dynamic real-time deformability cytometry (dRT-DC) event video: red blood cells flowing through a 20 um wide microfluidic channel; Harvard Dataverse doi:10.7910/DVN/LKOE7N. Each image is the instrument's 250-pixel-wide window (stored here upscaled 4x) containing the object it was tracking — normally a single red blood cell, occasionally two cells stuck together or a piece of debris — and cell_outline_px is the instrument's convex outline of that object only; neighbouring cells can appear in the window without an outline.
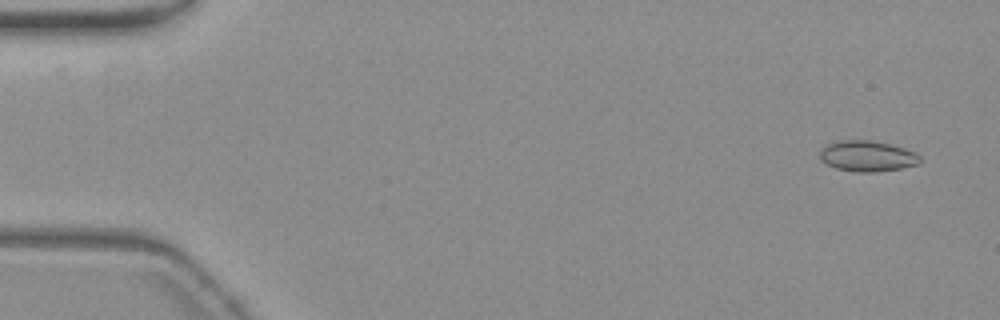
{"species": "common noctule bat (a hibernating species)", "species_latin": "Nyctalus noctula", "temperature_condition": "warm", "stored_images_in_passage": 55, "camera_frame_rate_fps": 3000, "um_per_image_px": 0.085, "animal": {"sex": "female", "body_mass_g": 19.3, "forearm_length_mm": 54.1}, "frame": {"image": 1, "passage_image": 2, "time_ms": 0.333, "image_size_px": [1000, 320], "cell_outline_px": [[920, 164], [900, 168], [876, 172], [856, 172], [836, 168], [820, 160], [820, 148], [828, 144], [840, 140], [872, 140], [892, 144], [916, 152], [920, 156]], "centroid_in_image_um": [73.73, 13.26], "position_along_channel_um": 11.3, "area_um2": 18.09}}
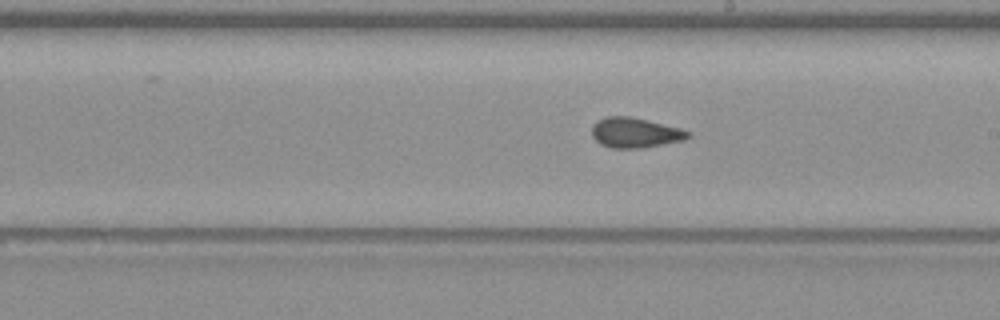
{"frame": {"image": 2, "passage_image": 31, "time_ms": 10.0, "image_size_px": [1000, 320], "cell_outline_px": [[692, 136], [684, 140], [644, 148], [612, 148], [600, 144], [592, 136], [592, 128], [600, 120], [608, 116], [628, 116], [680, 128], [692, 132]], "centroid_in_image_um": [54.03, 11.3], "position_along_channel_um": 235.0, "area_um2": 16.7}}
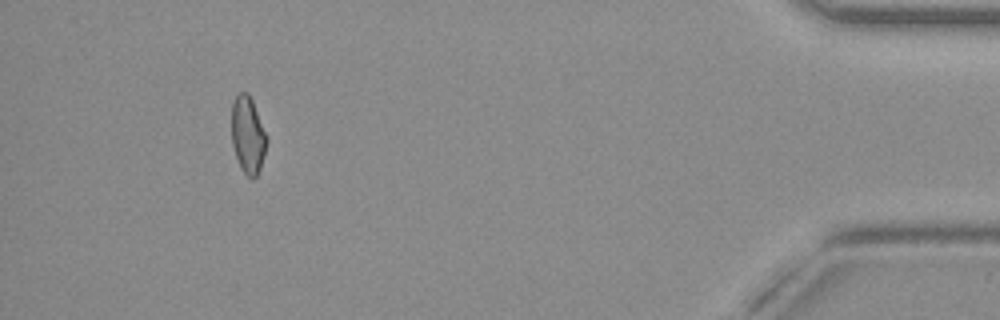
{"frame": {"image": 3, "passage_image": 51, "time_ms": 16.667, "image_size_px": [1000, 320], "cell_outline_px": [[268, 140], [260, 168], [256, 176], [252, 180], [240, 168], [232, 144], [232, 104], [236, 96], [240, 92], [248, 92], [252, 100]], "centroid_in_image_um": [21.06, 11.48], "position_along_channel_um": 414.1, "area_um2": 15.55}, "authors_computed_cell_mechanics": {"area_um2": 16.8198, "velocity_mm_per_s": 3.6973, "shape_relaxation_time_tau1_ms": null, "shape_relaxation_time_tau2_ms": 1.2112, "deformation_change_tau1": null, "deformation_change_tau2": 0.0725}}